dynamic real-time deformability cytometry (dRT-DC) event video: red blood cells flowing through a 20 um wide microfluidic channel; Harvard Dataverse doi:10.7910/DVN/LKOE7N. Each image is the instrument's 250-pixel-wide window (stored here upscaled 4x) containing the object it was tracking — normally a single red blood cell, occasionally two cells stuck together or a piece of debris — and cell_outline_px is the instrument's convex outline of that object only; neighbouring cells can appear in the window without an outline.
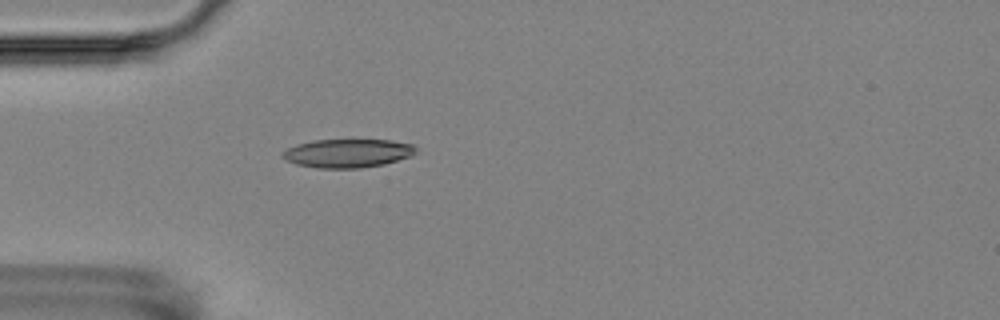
{"species": "Egyptian fruit bat (a non-hibernating species)", "species_latin": "Rousettus aegyptiacus", "temperature_condition": "room temperature", "stored_images_in_passage": 2, "camera_frame_rate_fps": 3000, "um_per_image_px": 0.085, "animal": {"sex": "female"}, "frame": {"image": 1, "passage_image": 2, "time_ms": 1.0, "image_size_px": [1000, 320], "cell_outline_px": [[416, 152], [412, 156], [384, 164], [360, 168], [320, 168], [296, 164], [284, 160], [280, 156], [280, 152], [296, 144], [312, 140], [392, 140], [412, 144], [416, 148]], "centroid_in_image_um": [29.52, 13.02], "position_along_channel_um": 55.5, "area_um2": 22.37}}